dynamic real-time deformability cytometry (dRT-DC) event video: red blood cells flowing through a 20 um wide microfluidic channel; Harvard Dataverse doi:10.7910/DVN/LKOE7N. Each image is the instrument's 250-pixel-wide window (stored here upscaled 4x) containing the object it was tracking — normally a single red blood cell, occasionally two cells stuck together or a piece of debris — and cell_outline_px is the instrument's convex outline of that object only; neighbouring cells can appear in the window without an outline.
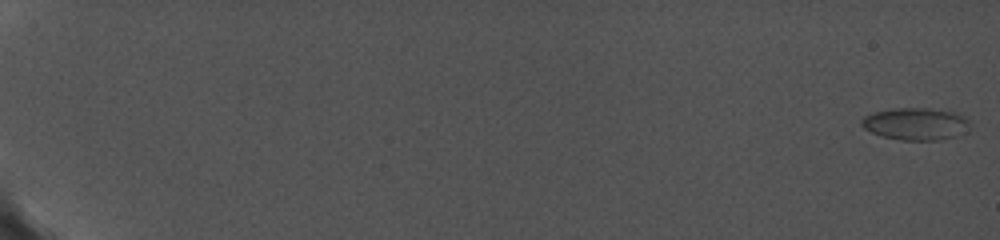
{"species": "common noctule bat (a hibernating species)", "species_latin": "Nyctalus noctula", "temperature_condition": "cold", "stored_images_in_passage": 48, "camera_frame_rate_fps": 5000, "um_per_image_px": 0.085, "animal": {"sex": "female", "body_mass_g": 19.0, "forearm_length_mm": 56.7}, "frame": {"image": 1, "passage_image": 1, "time_ms": 0.0, "image_size_px": [1000, 240], "cell_outline_px": [[972, 124], [956, 136], [940, 140], [900, 140], [880, 136], [864, 128], [860, 124], [860, 120], [864, 116], [872, 112], [892, 108], [928, 108], [952, 112], [964, 116]], "centroid_in_image_um": [77.78, 10.52], "position_along_channel_um": 7.2, "area_um2": 20.4}}
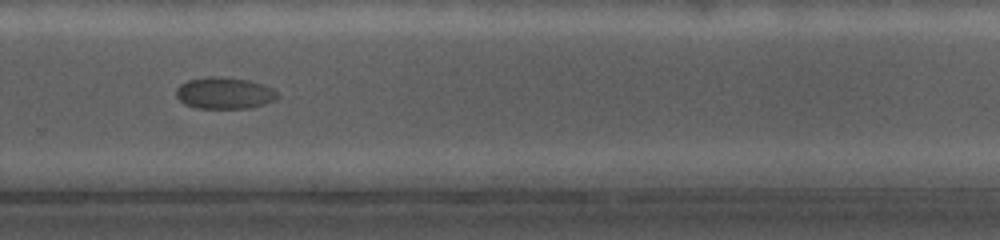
{"frame": {"image": 2, "passage_image": 32, "time_ms": 15.2, "image_size_px": [1000, 240], "cell_outline_px": [[276, 96], [272, 100], [248, 108], [196, 108], [184, 104], [176, 96], [176, 88], [180, 84], [188, 80], [248, 80], [272, 88], [276, 92]], "centroid_in_image_um": [19.02, 7.97], "position_along_channel_um": 310.8, "area_um2": 17.34}}
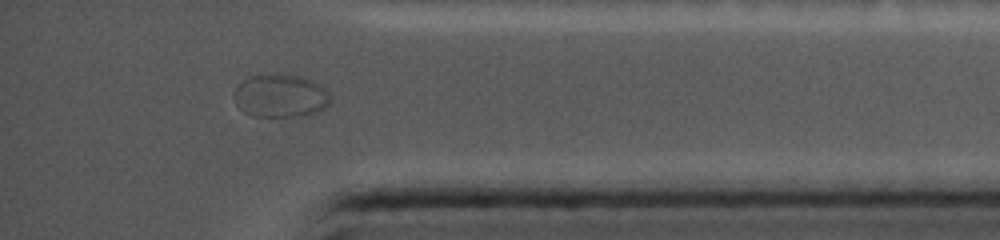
{"frame": {"image": 3, "passage_image": 44, "time_ms": 18.0, "image_size_px": [1000, 240], "cell_outline_px": [[332, 100], [324, 108], [312, 112], [296, 116], [252, 116], [244, 112], [236, 104], [236, 88], [244, 80], [252, 76], [276, 72], [280, 72], [296, 76], [308, 80], [324, 88], [328, 92]], "centroid_in_image_um": [23.82, 8.13], "position_along_channel_um": 411.4, "area_um2": 23.76}}